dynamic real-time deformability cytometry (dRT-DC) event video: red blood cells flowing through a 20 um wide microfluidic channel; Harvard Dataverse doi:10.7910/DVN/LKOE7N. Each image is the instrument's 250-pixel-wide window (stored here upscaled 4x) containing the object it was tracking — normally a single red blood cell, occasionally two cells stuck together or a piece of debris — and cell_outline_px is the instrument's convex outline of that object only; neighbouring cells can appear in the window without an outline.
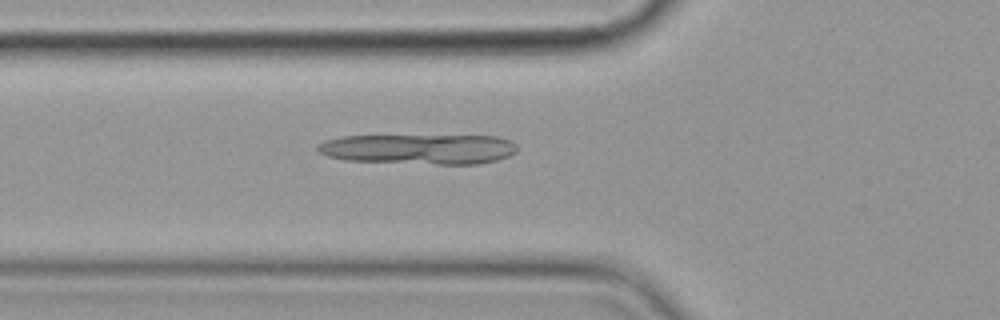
{"species": "common noctule bat (a hibernating species)", "species_latin": "Nyctalus noctula", "temperature_condition": "cold", "stored_images_in_passage": 3, "camera_frame_rate_fps": 3000, "um_per_image_px": 0.085, "animal": {"sex": "female", "body_mass_g": 19.9}, "frame": {"image": 1, "passage_image": 3, "time_ms": 3.333, "image_size_px": [1000, 320], "cell_outline_px": [[516, 152], [508, 156], [496, 160], [476, 164], [436, 164], [348, 160], [328, 156], [320, 152], [316, 148], [316, 144], [324, 140], [344, 136], [496, 136], [508, 140], [516, 144]], "centroid_in_image_um": [35.6, 12.67], "position_along_channel_um": 90.2, "area_um2": 34.8}}